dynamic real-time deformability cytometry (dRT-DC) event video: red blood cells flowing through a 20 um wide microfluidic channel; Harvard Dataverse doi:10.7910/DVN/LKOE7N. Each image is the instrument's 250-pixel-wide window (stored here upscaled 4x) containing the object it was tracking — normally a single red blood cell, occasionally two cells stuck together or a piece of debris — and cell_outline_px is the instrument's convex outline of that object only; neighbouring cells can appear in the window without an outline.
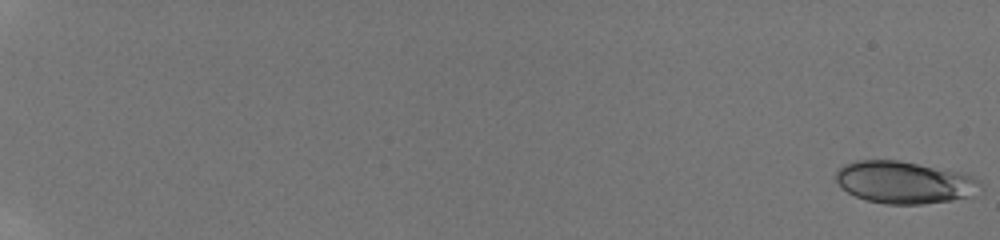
{"species": "human", "species_latin": "Homo sapiens", "temperature_condition": "room temperature", "stored_images_in_passage": 40, "camera_frame_rate_fps": 3000, "um_per_image_px": 0.085, "donor": {"sex": "male"}, "frame": {"image": 1, "passage_image": 1, "time_ms": 0.0, "image_size_px": [1000, 240], "cell_outline_px": [[984, 188], [972, 196], [952, 200], [920, 204], [888, 204], [864, 200], [848, 192], [836, 180], [836, 172], [844, 164], [856, 160], [900, 160], [960, 172], [972, 176], [980, 180]], "centroid_in_image_um": [76.92, 15.5], "position_along_channel_um": 8.1, "area_um2": 35.66}}
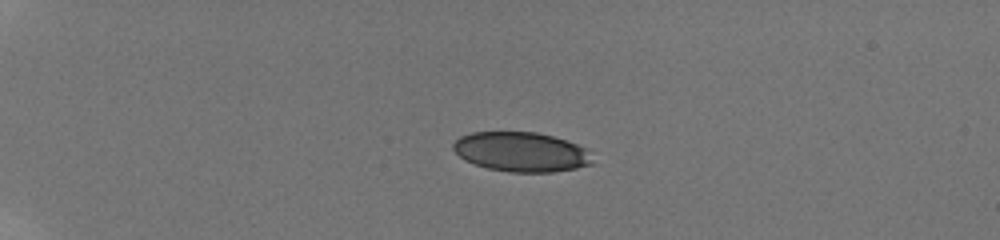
{"frame": {"image": 2, "passage_image": 30, "time_ms": 5.333, "image_size_px": [1000, 240], "cell_outline_px": [[596, 164], [576, 168], [552, 172], [508, 172], [488, 168], [464, 160], [452, 148], [452, 144], [460, 136], [472, 132], [536, 132], [552, 136], [588, 148]], "centroid_in_image_um": [44.34, 12.91], "position_along_channel_um": 40.7, "area_um2": 32.31}}